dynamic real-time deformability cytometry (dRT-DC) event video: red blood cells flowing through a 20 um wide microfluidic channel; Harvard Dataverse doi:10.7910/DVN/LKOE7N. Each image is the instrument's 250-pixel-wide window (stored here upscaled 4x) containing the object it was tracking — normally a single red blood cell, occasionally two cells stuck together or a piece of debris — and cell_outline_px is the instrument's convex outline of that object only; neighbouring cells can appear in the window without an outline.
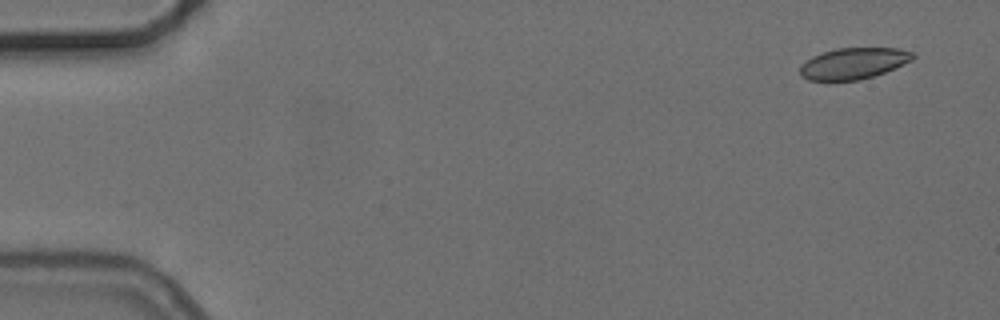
{"species": "common noctule bat (a hibernating species)", "species_latin": "Nyctalus noctula", "temperature_condition": "cold", "stored_images_in_passage": 6, "camera_frame_rate_fps": 3000, "um_per_image_px": 0.085, "animal": {"sex": "female", "body_mass_g": 24.6, "forearm_length_mm": 56.2}, "frame": {"image": 1, "passage_image": 1, "time_ms": 0.0, "image_size_px": [1000, 320], "cell_outline_px": [[916, 56], [912, 60], [884, 72], [860, 80], [808, 80], [800, 76], [800, 64], [812, 56], [836, 48], [896, 48], [912, 52]], "centroid_in_image_um": [72.51, 5.38], "position_along_channel_um": 12.5, "area_um2": 20.4}}
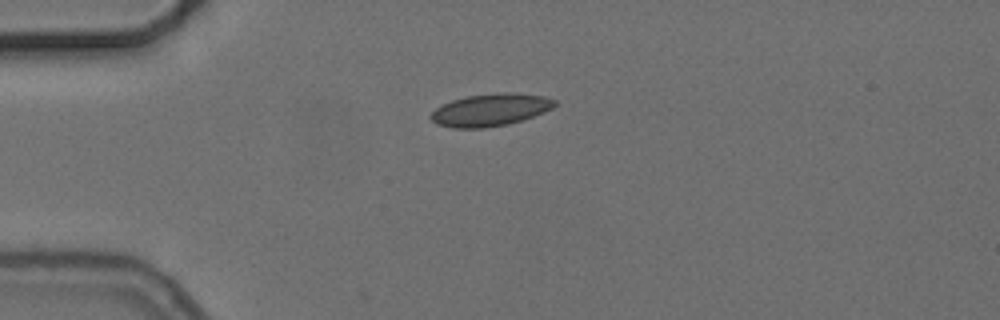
{"frame": {"image": 2, "passage_image": 4, "time_ms": 3.667, "image_size_px": [1000, 320], "cell_outline_px": [[556, 104], [552, 108], [544, 112], [508, 124], [484, 128], [452, 128], [436, 124], [428, 116], [436, 108], [452, 100], [468, 96], [496, 92], [516, 92], [544, 96], [556, 100]], "centroid_in_image_um": [41.67, 9.33], "position_along_channel_um": 43.3, "area_um2": 23.41}}
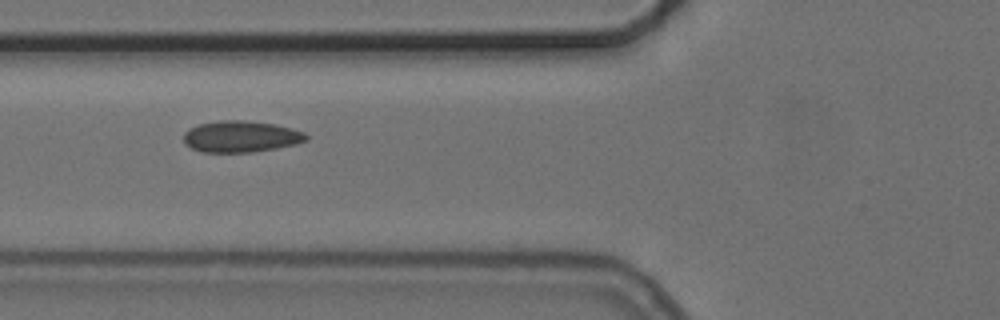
{"frame": {"image": 3, "passage_image": 6, "time_ms": 6.0, "image_size_px": [1000, 320], "cell_outline_px": [[308, 140], [296, 144], [276, 148], [252, 152], [200, 152], [184, 144], [184, 132], [188, 128], [200, 124], [220, 120], [244, 120], [276, 124], [292, 128], [304, 132], [308, 136]], "centroid_in_image_um": [20.48, 11.6], "position_along_channel_um": 105.3, "area_um2": 22.6}}